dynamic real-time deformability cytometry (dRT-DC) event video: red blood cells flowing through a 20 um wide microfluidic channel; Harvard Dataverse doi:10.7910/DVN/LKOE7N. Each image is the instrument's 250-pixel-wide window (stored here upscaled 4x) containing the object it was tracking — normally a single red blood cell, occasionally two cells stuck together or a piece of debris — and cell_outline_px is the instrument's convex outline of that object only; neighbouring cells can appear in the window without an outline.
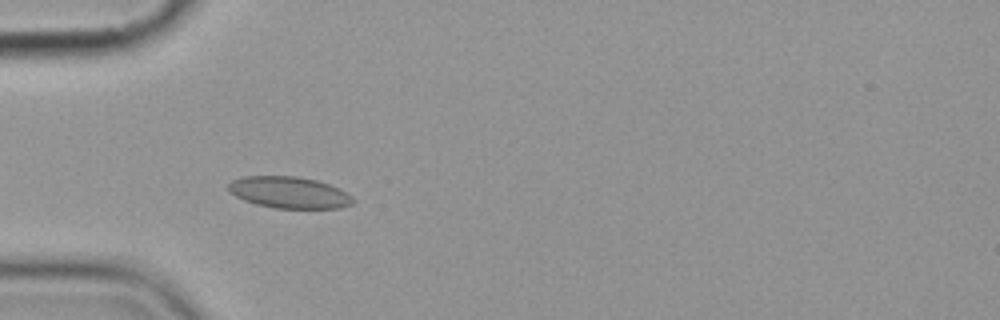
{"species": "common noctule bat (a hibernating species)", "species_latin": "Nyctalus noctula", "temperature_condition": "cold", "stored_images_in_passage": 6, "camera_frame_rate_fps": 3000, "um_per_image_px": 0.085, "animal": {"sex": "female", "body_mass_g": 19.9}, "frame": {"image": 1, "passage_image": 4, "time_ms": 4.333, "image_size_px": [1000, 320], "cell_outline_px": [[356, 200], [352, 204], [340, 208], [272, 208], [256, 204], [244, 200], [228, 192], [228, 184], [232, 180], [244, 176], [296, 176], [316, 180], [328, 184], [352, 196]], "centroid_in_image_um": [24.55, 16.36], "position_along_channel_um": 60.5, "area_um2": 22.89}}
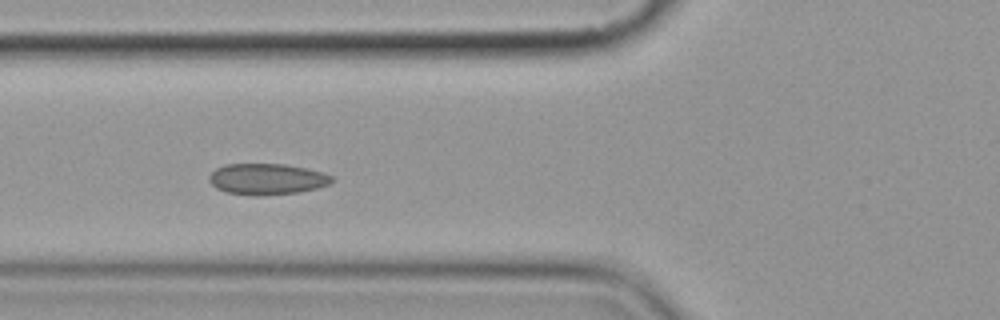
{"frame": {"image": 2, "passage_image": 5, "time_ms": 5.667, "image_size_px": [1000, 320], "cell_outline_px": [[332, 184], [300, 192], [256, 196], [252, 196], [228, 192], [216, 188], [208, 180], [208, 176], [216, 168], [224, 164], [284, 164], [324, 172], [332, 176]], "centroid_in_image_um": [22.68, 15.22], "position_along_channel_um": 103.1, "area_um2": 22.31}}
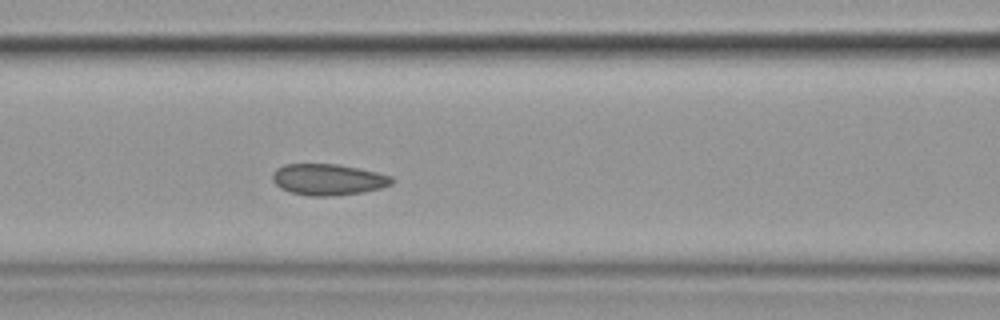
{"frame": {"image": 3, "passage_image": 6, "time_ms": 6.667, "image_size_px": [1000, 320], "cell_outline_px": [[396, 180], [392, 184], [380, 188], [364, 192], [332, 196], [308, 196], [292, 192], [280, 188], [272, 180], [272, 172], [276, 168], [284, 164], [336, 164], [376, 172], [392, 176]], "centroid_in_image_um": [27.88, 15.26], "position_along_channel_um": 138.7, "area_um2": 21.79}}